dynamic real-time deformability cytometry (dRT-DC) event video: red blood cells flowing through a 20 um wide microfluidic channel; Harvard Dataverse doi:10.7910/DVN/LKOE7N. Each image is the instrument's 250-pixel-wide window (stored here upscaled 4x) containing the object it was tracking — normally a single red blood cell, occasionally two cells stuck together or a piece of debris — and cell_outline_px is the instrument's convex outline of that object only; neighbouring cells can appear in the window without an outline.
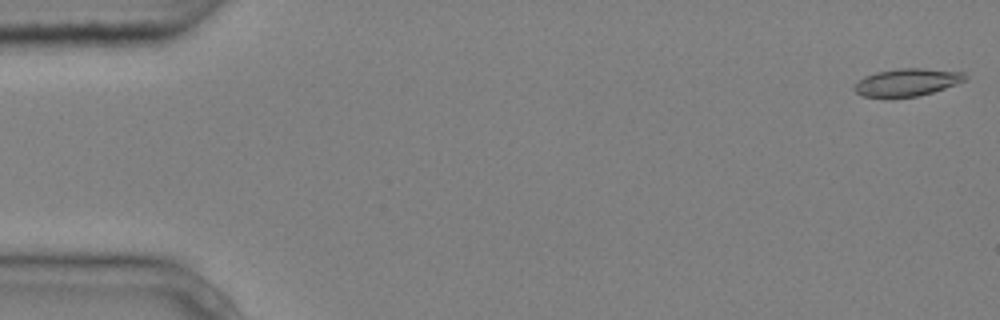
{"species": "common noctule bat (a hibernating species)", "species_latin": "Nyctalus noctula", "temperature_condition": "cold", "stored_images_in_passage": 5, "camera_frame_rate_fps": 3000, "um_per_image_px": 0.085, "animal": {"sex": "male", "body_mass_g": 20.4}, "frame": {"image": 1, "passage_image": 1, "time_ms": 0.0, "image_size_px": [1000, 320], "cell_outline_px": [[968, 80], [932, 92], [916, 96], [864, 96], [856, 92], [852, 88], [864, 76], [876, 72], [900, 68], [920, 68], [964, 72], [968, 76]], "centroid_in_image_um": [77.15, 6.97], "position_along_channel_um": 7.9, "area_um2": 17.46}}
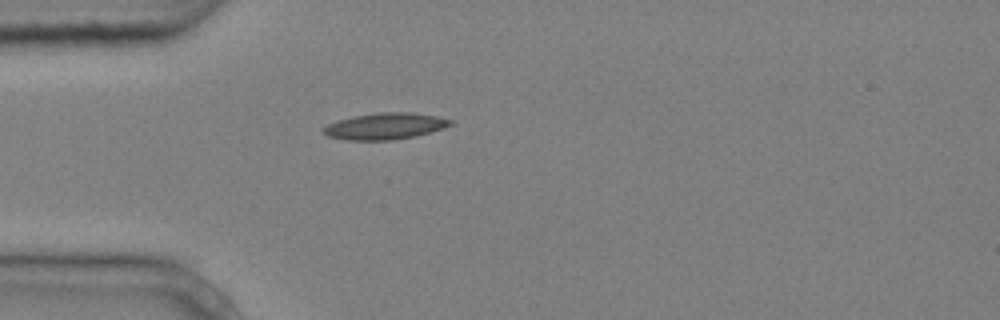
{"frame": {"image": 2, "passage_image": 5, "time_ms": 1.333, "image_size_px": [1000, 320], "cell_outline_px": [[456, 124], [444, 128], [416, 136], [392, 140], [344, 140], [328, 136], [320, 128], [336, 120], [376, 112], [412, 112], [436, 116], [452, 120]], "centroid_in_image_um": [32.74, 10.72], "position_along_channel_um": 52.3, "area_um2": 19.77}}